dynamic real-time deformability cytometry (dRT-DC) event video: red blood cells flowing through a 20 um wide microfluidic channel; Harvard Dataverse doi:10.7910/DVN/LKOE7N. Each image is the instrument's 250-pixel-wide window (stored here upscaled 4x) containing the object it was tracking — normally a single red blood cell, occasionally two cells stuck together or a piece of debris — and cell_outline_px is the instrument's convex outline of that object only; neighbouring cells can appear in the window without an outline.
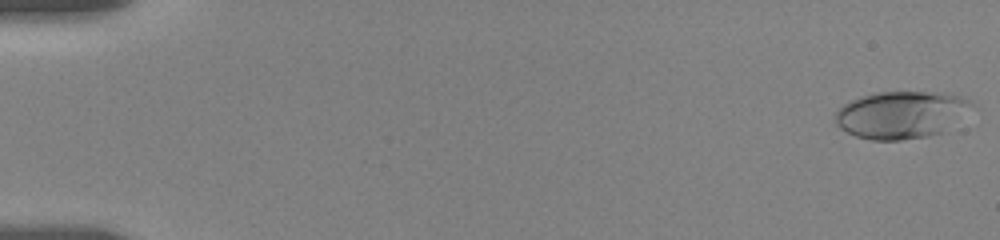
{"species": "human", "species_latin": "Homo sapiens", "temperature_condition": "room temperature", "stored_images_in_passage": 56, "camera_frame_rate_fps": 3000, "um_per_image_px": 0.085, "donor": {"sex": "female"}, "frame": {"image": 1, "passage_image": 1, "time_ms": 0.0, "image_size_px": [1000, 240], "cell_outline_px": [[972, 104], [940, 132], [928, 136], [900, 140], [872, 140], [856, 136], [840, 128], [832, 120], [836, 112], [844, 104], [860, 96], [876, 92], [944, 92], [968, 100]], "centroid_in_image_um": [76.46, 9.74], "position_along_channel_um": 8.5, "area_um2": 36.7}}
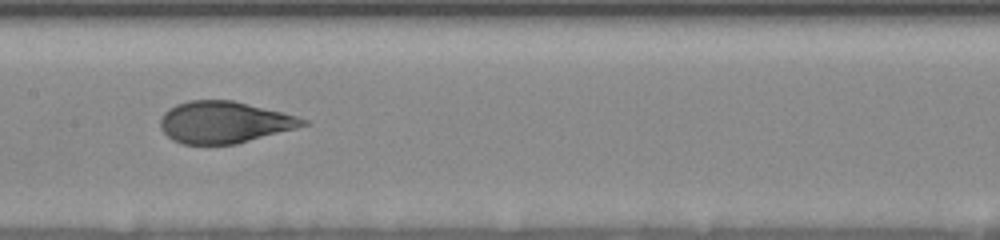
{"frame": {"image": 2, "passage_image": 29, "time_ms": 9.333, "image_size_px": [1000, 240], "cell_outline_px": [[312, 124], [236, 144], [184, 144], [172, 140], [160, 128], [160, 120], [164, 112], [168, 108], [176, 104], [188, 100], [232, 100], [284, 112], [308, 120]], "centroid_in_image_um": [19.07, 10.38], "position_along_channel_um": 188.3, "area_um2": 34.85}}
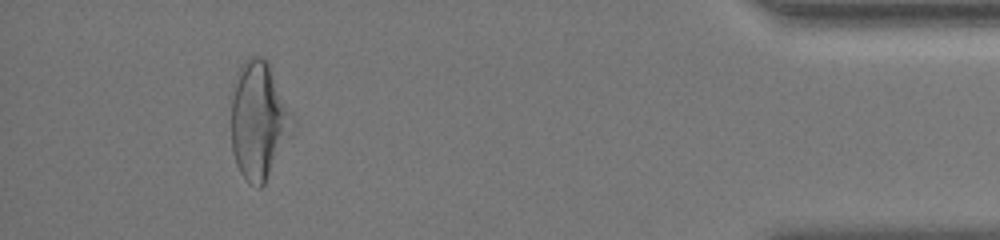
{"frame": {"image": 3, "passage_image": 52, "time_ms": 17.0, "image_size_px": [1000, 240], "cell_outline_px": [[296, 124], [264, 184], [260, 188], [256, 188], [240, 172], [236, 164], [232, 148], [232, 96], [236, 72], [244, 60], [248, 56], [264, 56], [268, 60], [296, 116]], "centroid_in_image_um": [22.03, 10.16], "position_along_channel_um": 413.2, "area_um2": 42.71}, "authors_computed_cell_mechanics": {"area_um2": 35.6048, "velocity_mm_per_s": 3.6144, "shape_relaxation_time_tau1_ms": 3.6652, "shape_relaxation_time_tau2_ms": 0.9553, "deformation_change_tau1": 0.1683, "deformation_change_tau2": 0.0653}}